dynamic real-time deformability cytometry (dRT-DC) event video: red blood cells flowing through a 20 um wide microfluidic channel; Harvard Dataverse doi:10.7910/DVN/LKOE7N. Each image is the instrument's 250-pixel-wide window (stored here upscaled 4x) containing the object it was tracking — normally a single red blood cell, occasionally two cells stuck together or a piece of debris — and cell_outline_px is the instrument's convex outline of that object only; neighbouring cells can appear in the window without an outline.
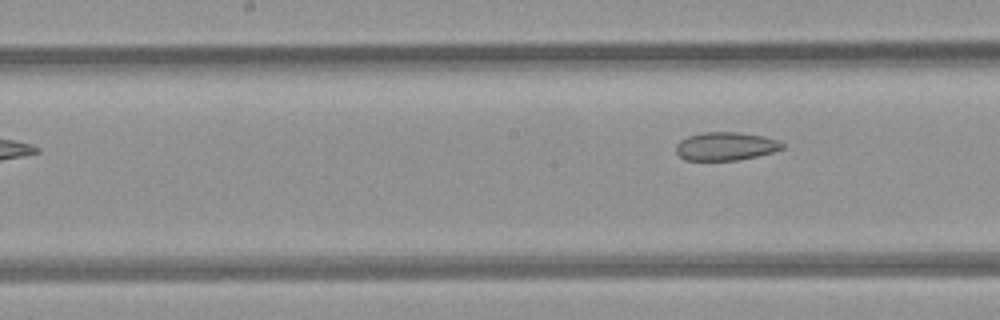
{"species": "common noctule bat (a hibernating species)", "species_latin": "Nyctalus noctula", "temperature_condition": "room temperature", "stored_images_in_passage": 6, "camera_frame_rate_fps": 3000, "um_per_image_px": 0.085, "animal": {"sex": "female", "body_mass_g": 21.9}, "frame": {"image": 1, "passage_image": 6, "time_ms": 1.667, "image_size_px": [1000, 320], "cell_outline_px": [[784, 148], [772, 152], [740, 160], [684, 160], [676, 152], [676, 144], [680, 140], [688, 136], [704, 132], [736, 132], [764, 136], [776, 140], [784, 144]], "centroid_in_image_um": [61.66, 12.43], "position_along_channel_um": 186.5, "area_um2": 17.46}}